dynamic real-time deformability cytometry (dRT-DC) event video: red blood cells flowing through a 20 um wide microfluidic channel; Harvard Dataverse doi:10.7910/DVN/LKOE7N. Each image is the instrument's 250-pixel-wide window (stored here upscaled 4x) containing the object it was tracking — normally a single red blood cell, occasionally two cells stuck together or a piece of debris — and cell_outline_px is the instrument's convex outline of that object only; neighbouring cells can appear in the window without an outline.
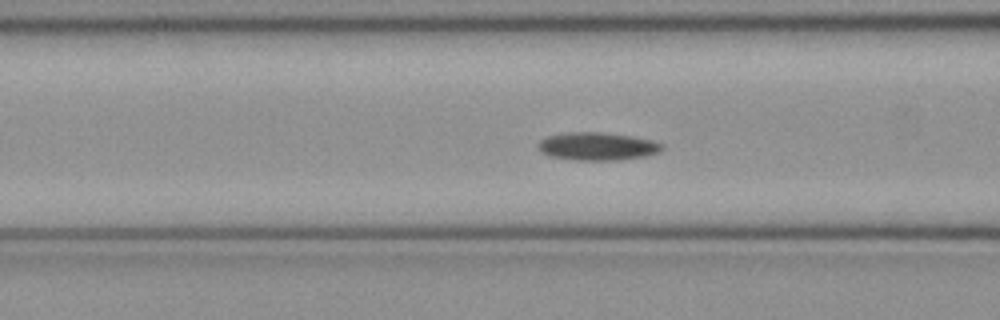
{"species": "common noctule bat (a hibernating species)", "species_latin": "Nyctalus noctula", "temperature_condition": "cold", "stored_images_in_passage": 50, "camera_frame_rate_fps": 3000, "um_per_image_px": 0.085, "animal": {"sex": "female", "body_mass_g": 21.9}, "frame": {"image": 1, "passage_image": 19, "time_ms": 6.0, "image_size_px": [1000, 320], "cell_outline_px": [[664, 148], [660, 152], [644, 156], [620, 160], [576, 160], [548, 156], [540, 152], [536, 148], [536, 144], [540, 140], [548, 136], [564, 132], [600, 132], [632, 136], [652, 140], [664, 144]], "centroid_in_image_um": [50.74, 12.44], "position_along_channel_um": 115.9, "area_um2": 20.46}}
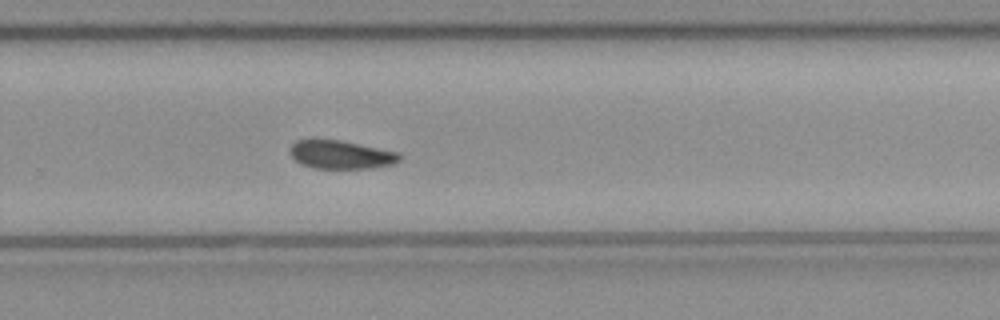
{"frame": {"image": 2, "passage_image": 33, "time_ms": 10.667, "image_size_px": [1000, 320], "cell_outline_px": [[400, 160], [396, 164], [368, 168], [312, 168], [300, 164], [288, 152], [288, 148], [296, 140], [340, 140], [400, 152]], "centroid_in_image_um": [28.98, 13.15], "position_along_channel_um": 300.8, "area_um2": 18.21}}
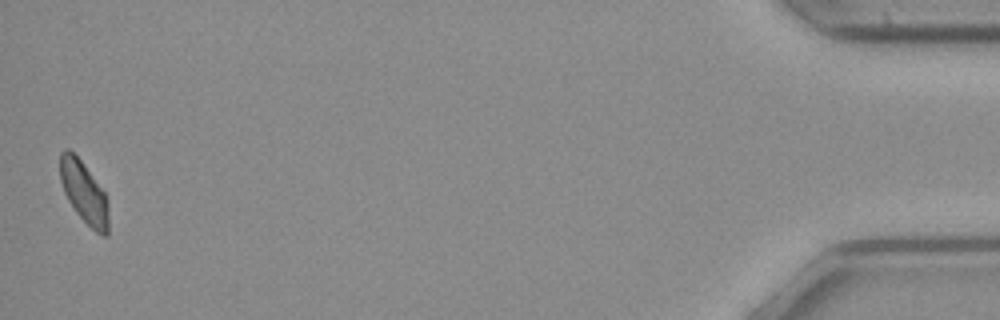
{"frame": {"image": 3, "passage_image": 50, "time_ms": 16.333, "image_size_px": [1000, 320], "cell_outline_px": [[108, 236], [104, 236], [96, 232], [76, 212], [68, 200], [64, 192], [60, 180], [60, 152], [64, 148], [68, 148], [80, 160], [104, 192], [108, 208]], "centroid_in_image_um": [7.12, 16.35], "position_along_channel_um": 428.1, "area_um2": 17.11}}